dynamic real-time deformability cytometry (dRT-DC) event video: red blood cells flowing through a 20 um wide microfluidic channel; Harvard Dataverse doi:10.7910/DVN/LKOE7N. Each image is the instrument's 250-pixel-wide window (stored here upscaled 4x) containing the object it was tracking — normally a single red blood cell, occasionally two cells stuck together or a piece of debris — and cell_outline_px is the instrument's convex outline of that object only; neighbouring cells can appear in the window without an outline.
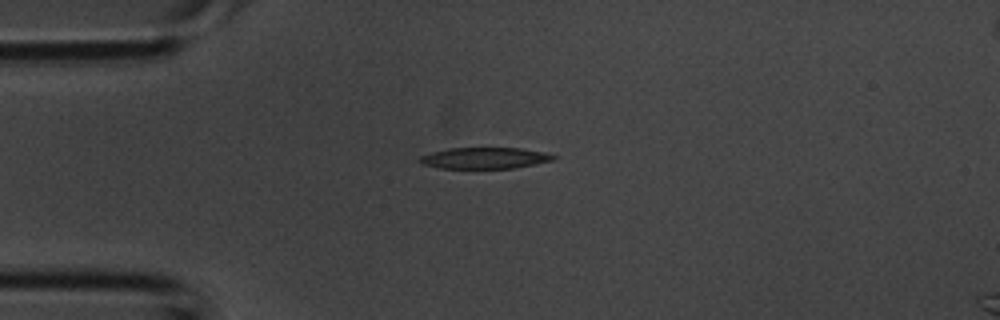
{"species": "common noctule bat (a hibernating species)", "species_latin": "Nyctalus noctula", "temperature_condition": "room temperature", "stored_images_in_passage": 2, "camera_frame_rate_fps": 3000, "um_per_image_px": 0.085, "animal": {"sex": "male", "body_mass_g": 20.1, "forearm_length_mm": 53.5}, "frame": {"image": 1, "passage_image": 1, "time_ms": 0.0, "image_size_px": [1000, 320], "cell_outline_px": [[560, 156], [552, 160], [536, 164], [512, 168], [440, 168], [420, 164], [420, 156], [432, 152], [448, 148], [520, 148], [548, 152]], "centroid_in_image_um": [41.25, 13.43], "position_along_channel_um": 43.8, "area_um2": 16.65}}